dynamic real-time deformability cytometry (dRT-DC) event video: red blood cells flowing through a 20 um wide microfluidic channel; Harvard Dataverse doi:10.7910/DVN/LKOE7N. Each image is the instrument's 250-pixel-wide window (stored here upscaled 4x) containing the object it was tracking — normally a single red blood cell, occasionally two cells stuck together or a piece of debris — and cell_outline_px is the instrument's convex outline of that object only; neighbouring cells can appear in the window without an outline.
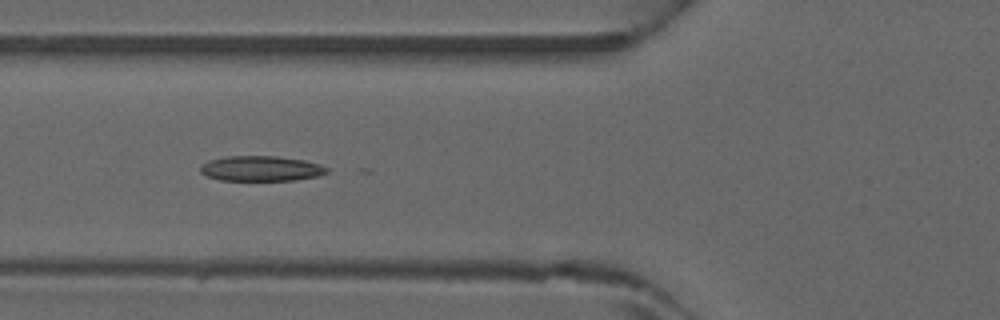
{"species": "common noctule bat (a hibernating species)", "species_latin": "Nyctalus noctula", "temperature_condition": "warm", "stored_images_in_passage": 8, "camera_frame_rate_fps": 3000, "um_per_image_px": 0.085, "animal": {"sex": "male", "forearm_length_mm": 52.5}, "frame": {"image": 1, "passage_image": 5, "time_ms": 1.333, "image_size_px": [1000, 320], "cell_outline_px": [[328, 172], [316, 176], [296, 180], [220, 180], [204, 176], [200, 172], [200, 168], [208, 160], [228, 156], [276, 156], [304, 160], [320, 164], [328, 168]], "centroid_in_image_um": [22.17, 14.32], "position_along_channel_um": 103.6, "area_um2": 18.55}}